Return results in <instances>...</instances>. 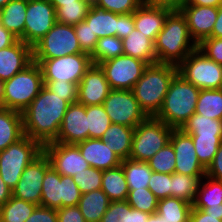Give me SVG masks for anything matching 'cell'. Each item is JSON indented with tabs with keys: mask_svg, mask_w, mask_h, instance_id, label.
<instances>
[{
	"mask_svg": "<svg viewBox=\"0 0 222 222\" xmlns=\"http://www.w3.org/2000/svg\"><path fill=\"white\" fill-rule=\"evenodd\" d=\"M69 103L44 85L22 112L23 131L42 146L53 142L58 134Z\"/></svg>",
	"mask_w": 222,
	"mask_h": 222,
	"instance_id": "1",
	"label": "cell"
},
{
	"mask_svg": "<svg viewBox=\"0 0 222 222\" xmlns=\"http://www.w3.org/2000/svg\"><path fill=\"white\" fill-rule=\"evenodd\" d=\"M134 129L125 125L112 123L101 137V140L106 145H109V149L121 160L129 159Z\"/></svg>",
	"mask_w": 222,
	"mask_h": 222,
	"instance_id": "24",
	"label": "cell"
},
{
	"mask_svg": "<svg viewBox=\"0 0 222 222\" xmlns=\"http://www.w3.org/2000/svg\"><path fill=\"white\" fill-rule=\"evenodd\" d=\"M191 208L192 204L170 196L159 200L156 213L166 222H189Z\"/></svg>",
	"mask_w": 222,
	"mask_h": 222,
	"instance_id": "33",
	"label": "cell"
},
{
	"mask_svg": "<svg viewBox=\"0 0 222 222\" xmlns=\"http://www.w3.org/2000/svg\"><path fill=\"white\" fill-rule=\"evenodd\" d=\"M84 21L98 38L117 36L118 14L92 5Z\"/></svg>",
	"mask_w": 222,
	"mask_h": 222,
	"instance_id": "27",
	"label": "cell"
},
{
	"mask_svg": "<svg viewBox=\"0 0 222 222\" xmlns=\"http://www.w3.org/2000/svg\"><path fill=\"white\" fill-rule=\"evenodd\" d=\"M111 89L132 90L148 66L145 61L121 55L98 64Z\"/></svg>",
	"mask_w": 222,
	"mask_h": 222,
	"instance_id": "12",
	"label": "cell"
},
{
	"mask_svg": "<svg viewBox=\"0 0 222 222\" xmlns=\"http://www.w3.org/2000/svg\"><path fill=\"white\" fill-rule=\"evenodd\" d=\"M219 204H222V182L205 175L201 180L196 199L192 206L203 210L207 207L219 206Z\"/></svg>",
	"mask_w": 222,
	"mask_h": 222,
	"instance_id": "35",
	"label": "cell"
},
{
	"mask_svg": "<svg viewBox=\"0 0 222 222\" xmlns=\"http://www.w3.org/2000/svg\"><path fill=\"white\" fill-rule=\"evenodd\" d=\"M89 139L86 106L75 102L69 104L59 134L53 142L78 144Z\"/></svg>",
	"mask_w": 222,
	"mask_h": 222,
	"instance_id": "17",
	"label": "cell"
},
{
	"mask_svg": "<svg viewBox=\"0 0 222 222\" xmlns=\"http://www.w3.org/2000/svg\"><path fill=\"white\" fill-rule=\"evenodd\" d=\"M206 176L222 182V144L214 155L213 161L206 169Z\"/></svg>",
	"mask_w": 222,
	"mask_h": 222,
	"instance_id": "55",
	"label": "cell"
},
{
	"mask_svg": "<svg viewBox=\"0 0 222 222\" xmlns=\"http://www.w3.org/2000/svg\"><path fill=\"white\" fill-rule=\"evenodd\" d=\"M178 73L172 64H149L133 86L132 92L147 116L155 117L162 108L169 85Z\"/></svg>",
	"mask_w": 222,
	"mask_h": 222,
	"instance_id": "3",
	"label": "cell"
},
{
	"mask_svg": "<svg viewBox=\"0 0 222 222\" xmlns=\"http://www.w3.org/2000/svg\"><path fill=\"white\" fill-rule=\"evenodd\" d=\"M33 62V47L17 40L0 50V80L11 79Z\"/></svg>",
	"mask_w": 222,
	"mask_h": 222,
	"instance_id": "20",
	"label": "cell"
},
{
	"mask_svg": "<svg viewBox=\"0 0 222 222\" xmlns=\"http://www.w3.org/2000/svg\"><path fill=\"white\" fill-rule=\"evenodd\" d=\"M56 22L55 7L49 0H27L24 43L33 47Z\"/></svg>",
	"mask_w": 222,
	"mask_h": 222,
	"instance_id": "13",
	"label": "cell"
},
{
	"mask_svg": "<svg viewBox=\"0 0 222 222\" xmlns=\"http://www.w3.org/2000/svg\"><path fill=\"white\" fill-rule=\"evenodd\" d=\"M195 113L211 119L222 120V88L200 89Z\"/></svg>",
	"mask_w": 222,
	"mask_h": 222,
	"instance_id": "36",
	"label": "cell"
},
{
	"mask_svg": "<svg viewBox=\"0 0 222 222\" xmlns=\"http://www.w3.org/2000/svg\"><path fill=\"white\" fill-rule=\"evenodd\" d=\"M149 167L158 173L172 174L175 172L176 155L169 142L147 161Z\"/></svg>",
	"mask_w": 222,
	"mask_h": 222,
	"instance_id": "43",
	"label": "cell"
},
{
	"mask_svg": "<svg viewBox=\"0 0 222 222\" xmlns=\"http://www.w3.org/2000/svg\"><path fill=\"white\" fill-rule=\"evenodd\" d=\"M51 166L49 158L42 152L21 174V179L12 189L15 198L41 206L42 182L46 170Z\"/></svg>",
	"mask_w": 222,
	"mask_h": 222,
	"instance_id": "14",
	"label": "cell"
},
{
	"mask_svg": "<svg viewBox=\"0 0 222 222\" xmlns=\"http://www.w3.org/2000/svg\"><path fill=\"white\" fill-rule=\"evenodd\" d=\"M180 11L185 16L190 36L197 45L211 36L218 7L184 5Z\"/></svg>",
	"mask_w": 222,
	"mask_h": 222,
	"instance_id": "19",
	"label": "cell"
},
{
	"mask_svg": "<svg viewBox=\"0 0 222 222\" xmlns=\"http://www.w3.org/2000/svg\"><path fill=\"white\" fill-rule=\"evenodd\" d=\"M43 152L49 158L51 167L63 176L73 177L90 167L76 144L50 142L43 145Z\"/></svg>",
	"mask_w": 222,
	"mask_h": 222,
	"instance_id": "15",
	"label": "cell"
},
{
	"mask_svg": "<svg viewBox=\"0 0 222 222\" xmlns=\"http://www.w3.org/2000/svg\"><path fill=\"white\" fill-rule=\"evenodd\" d=\"M42 71L43 81L72 82L79 84L86 71L92 66L87 53L67 55L54 59H33Z\"/></svg>",
	"mask_w": 222,
	"mask_h": 222,
	"instance_id": "10",
	"label": "cell"
},
{
	"mask_svg": "<svg viewBox=\"0 0 222 222\" xmlns=\"http://www.w3.org/2000/svg\"><path fill=\"white\" fill-rule=\"evenodd\" d=\"M178 74L199 89L222 88V65L209 59L198 48L178 66Z\"/></svg>",
	"mask_w": 222,
	"mask_h": 222,
	"instance_id": "8",
	"label": "cell"
},
{
	"mask_svg": "<svg viewBox=\"0 0 222 222\" xmlns=\"http://www.w3.org/2000/svg\"><path fill=\"white\" fill-rule=\"evenodd\" d=\"M62 183V207L78 206L81 192L71 176L60 175Z\"/></svg>",
	"mask_w": 222,
	"mask_h": 222,
	"instance_id": "49",
	"label": "cell"
},
{
	"mask_svg": "<svg viewBox=\"0 0 222 222\" xmlns=\"http://www.w3.org/2000/svg\"><path fill=\"white\" fill-rule=\"evenodd\" d=\"M142 3V0H96L93 5L116 14H129L133 13Z\"/></svg>",
	"mask_w": 222,
	"mask_h": 222,
	"instance_id": "45",
	"label": "cell"
},
{
	"mask_svg": "<svg viewBox=\"0 0 222 222\" xmlns=\"http://www.w3.org/2000/svg\"><path fill=\"white\" fill-rule=\"evenodd\" d=\"M92 5L89 0H76V3L62 4L55 10L56 21L67 25H77L84 21Z\"/></svg>",
	"mask_w": 222,
	"mask_h": 222,
	"instance_id": "38",
	"label": "cell"
},
{
	"mask_svg": "<svg viewBox=\"0 0 222 222\" xmlns=\"http://www.w3.org/2000/svg\"><path fill=\"white\" fill-rule=\"evenodd\" d=\"M44 86L50 91L63 97L69 104L77 102L78 84L72 82L43 81Z\"/></svg>",
	"mask_w": 222,
	"mask_h": 222,
	"instance_id": "46",
	"label": "cell"
},
{
	"mask_svg": "<svg viewBox=\"0 0 222 222\" xmlns=\"http://www.w3.org/2000/svg\"><path fill=\"white\" fill-rule=\"evenodd\" d=\"M12 197V189L6 185L0 176V207Z\"/></svg>",
	"mask_w": 222,
	"mask_h": 222,
	"instance_id": "60",
	"label": "cell"
},
{
	"mask_svg": "<svg viewBox=\"0 0 222 222\" xmlns=\"http://www.w3.org/2000/svg\"><path fill=\"white\" fill-rule=\"evenodd\" d=\"M74 30L82 51L91 55L96 48L99 39L98 36L92 33V30L85 21L74 25Z\"/></svg>",
	"mask_w": 222,
	"mask_h": 222,
	"instance_id": "48",
	"label": "cell"
},
{
	"mask_svg": "<svg viewBox=\"0 0 222 222\" xmlns=\"http://www.w3.org/2000/svg\"><path fill=\"white\" fill-rule=\"evenodd\" d=\"M189 222H222V220H220V216L209 215L203 210L192 206L189 215Z\"/></svg>",
	"mask_w": 222,
	"mask_h": 222,
	"instance_id": "57",
	"label": "cell"
},
{
	"mask_svg": "<svg viewBox=\"0 0 222 222\" xmlns=\"http://www.w3.org/2000/svg\"><path fill=\"white\" fill-rule=\"evenodd\" d=\"M210 37L222 38V4L218 7V15Z\"/></svg>",
	"mask_w": 222,
	"mask_h": 222,
	"instance_id": "61",
	"label": "cell"
},
{
	"mask_svg": "<svg viewBox=\"0 0 222 222\" xmlns=\"http://www.w3.org/2000/svg\"><path fill=\"white\" fill-rule=\"evenodd\" d=\"M149 213L132 208L127 201H124L123 222H147Z\"/></svg>",
	"mask_w": 222,
	"mask_h": 222,
	"instance_id": "56",
	"label": "cell"
},
{
	"mask_svg": "<svg viewBox=\"0 0 222 222\" xmlns=\"http://www.w3.org/2000/svg\"><path fill=\"white\" fill-rule=\"evenodd\" d=\"M148 189L160 200L171 196V174L152 172Z\"/></svg>",
	"mask_w": 222,
	"mask_h": 222,
	"instance_id": "47",
	"label": "cell"
},
{
	"mask_svg": "<svg viewBox=\"0 0 222 222\" xmlns=\"http://www.w3.org/2000/svg\"><path fill=\"white\" fill-rule=\"evenodd\" d=\"M49 2L55 7V10L62 6V4L76 3V0H49Z\"/></svg>",
	"mask_w": 222,
	"mask_h": 222,
	"instance_id": "64",
	"label": "cell"
},
{
	"mask_svg": "<svg viewBox=\"0 0 222 222\" xmlns=\"http://www.w3.org/2000/svg\"><path fill=\"white\" fill-rule=\"evenodd\" d=\"M101 189L106 193L110 201L127 200L129 188L125 179L122 166L103 170Z\"/></svg>",
	"mask_w": 222,
	"mask_h": 222,
	"instance_id": "29",
	"label": "cell"
},
{
	"mask_svg": "<svg viewBox=\"0 0 222 222\" xmlns=\"http://www.w3.org/2000/svg\"><path fill=\"white\" fill-rule=\"evenodd\" d=\"M174 128L148 116L134 129L130 159L147 162L169 143Z\"/></svg>",
	"mask_w": 222,
	"mask_h": 222,
	"instance_id": "7",
	"label": "cell"
},
{
	"mask_svg": "<svg viewBox=\"0 0 222 222\" xmlns=\"http://www.w3.org/2000/svg\"><path fill=\"white\" fill-rule=\"evenodd\" d=\"M3 88H4V81L0 80V107H2V102H3Z\"/></svg>",
	"mask_w": 222,
	"mask_h": 222,
	"instance_id": "66",
	"label": "cell"
},
{
	"mask_svg": "<svg viewBox=\"0 0 222 222\" xmlns=\"http://www.w3.org/2000/svg\"><path fill=\"white\" fill-rule=\"evenodd\" d=\"M123 54L145 61L148 65L157 63L154 42L136 28L124 39Z\"/></svg>",
	"mask_w": 222,
	"mask_h": 222,
	"instance_id": "23",
	"label": "cell"
},
{
	"mask_svg": "<svg viewBox=\"0 0 222 222\" xmlns=\"http://www.w3.org/2000/svg\"><path fill=\"white\" fill-rule=\"evenodd\" d=\"M103 170L89 167L80 173H76L72 178L77 184L81 194H85L102 187Z\"/></svg>",
	"mask_w": 222,
	"mask_h": 222,
	"instance_id": "44",
	"label": "cell"
},
{
	"mask_svg": "<svg viewBox=\"0 0 222 222\" xmlns=\"http://www.w3.org/2000/svg\"><path fill=\"white\" fill-rule=\"evenodd\" d=\"M195 146L196 155L200 164L207 169L213 161L219 146L222 144V137H191Z\"/></svg>",
	"mask_w": 222,
	"mask_h": 222,
	"instance_id": "41",
	"label": "cell"
},
{
	"mask_svg": "<svg viewBox=\"0 0 222 222\" xmlns=\"http://www.w3.org/2000/svg\"><path fill=\"white\" fill-rule=\"evenodd\" d=\"M135 28L133 13L129 14H118V30L117 37L124 39L127 37Z\"/></svg>",
	"mask_w": 222,
	"mask_h": 222,
	"instance_id": "54",
	"label": "cell"
},
{
	"mask_svg": "<svg viewBox=\"0 0 222 222\" xmlns=\"http://www.w3.org/2000/svg\"><path fill=\"white\" fill-rule=\"evenodd\" d=\"M197 48L209 59L222 65V38H205L197 45Z\"/></svg>",
	"mask_w": 222,
	"mask_h": 222,
	"instance_id": "50",
	"label": "cell"
},
{
	"mask_svg": "<svg viewBox=\"0 0 222 222\" xmlns=\"http://www.w3.org/2000/svg\"><path fill=\"white\" fill-rule=\"evenodd\" d=\"M124 201H111L100 222H123Z\"/></svg>",
	"mask_w": 222,
	"mask_h": 222,
	"instance_id": "52",
	"label": "cell"
},
{
	"mask_svg": "<svg viewBox=\"0 0 222 222\" xmlns=\"http://www.w3.org/2000/svg\"><path fill=\"white\" fill-rule=\"evenodd\" d=\"M27 0H11L2 7L1 25L24 42Z\"/></svg>",
	"mask_w": 222,
	"mask_h": 222,
	"instance_id": "26",
	"label": "cell"
},
{
	"mask_svg": "<svg viewBox=\"0 0 222 222\" xmlns=\"http://www.w3.org/2000/svg\"><path fill=\"white\" fill-rule=\"evenodd\" d=\"M92 4L96 1V0H89Z\"/></svg>",
	"mask_w": 222,
	"mask_h": 222,
	"instance_id": "69",
	"label": "cell"
},
{
	"mask_svg": "<svg viewBox=\"0 0 222 222\" xmlns=\"http://www.w3.org/2000/svg\"><path fill=\"white\" fill-rule=\"evenodd\" d=\"M147 222H166L164 219H162L157 213L150 214Z\"/></svg>",
	"mask_w": 222,
	"mask_h": 222,
	"instance_id": "65",
	"label": "cell"
},
{
	"mask_svg": "<svg viewBox=\"0 0 222 222\" xmlns=\"http://www.w3.org/2000/svg\"><path fill=\"white\" fill-rule=\"evenodd\" d=\"M203 211L209 215L220 216V220H222V204L215 207L204 208Z\"/></svg>",
	"mask_w": 222,
	"mask_h": 222,
	"instance_id": "63",
	"label": "cell"
},
{
	"mask_svg": "<svg viewBox=\"0 0 222 222\" xmlns=\"http://www.w3.org/2000/svg\"><path fill=\"white\" fill-rule=\"evenodd\" d=\"M157 63L178 66L197 44L191 38L185 16L180 10L171 11L163 29L154 41Z\"/></svg>",
	"mask_w": 222,
	"mask_h": 222,
	"instance_id": "2",
	"label": "cell"
},
{
	"mask_svg": "<svg viewBox=\"0 0 222 222\" xmlns=\"http://www.w3.org/2000/svg\"><path fill=\"white\" fill-rule=\"evenodd\" d=\"M127 203L134 209L153 214L157 212L159 199L148 189H129Z\"/></svg>",
	"mask_w": 222,
	"mask_h": 222,
	"instance_id": "42",
	"label": "cell"
},
{
	"mask_svg": "<svg viewBox=\"0 0 222 222\" xmlns=\"http://www.w3.org/2000/svg\"><path fill=\"white\" fill-rule=\"evenodd\" d=\"M58 222H86L78 206L57 209Z\"/></svg>",
	"mask_w": 222,
	"mask_h": 222,
	"instance_id": "53",
	"label": "cell"
},
{
	"mask_svg": "<svg viewBox=\"0 0 222 222\" xmlns=\"http://www.w3.org/2000/svg\"><path fill=\"white\" fill-rule=\"evenodd\" d=\"M86 116L88 117L89 138L101 139L105 131L112 124L103 105L86 106Z\"/></svg>",
	"mask_w": 222,
	"mask_h": 222,
	"instance_id": "40",
	"label": "cell"
},
{
	"mask_svg": "<svg viewBox=\"0 0 222 222\" xmlns=\"http://www.w3.org/2000/svg\"><path fill=\"white\" fill-rule=\"evenodd\" d=\"M2 7H0V23H1Z\"/></svg>",
	"mask_w": 222,
	"mask_h": 222,
	"instance_id": "68",
	"label": "cell"
},
{
	"mask_svg": "<svg viewBox=\"0 0 222 222\" xmlns=\"http://www.w3.org/2000/svg\"><path fill=\"white\" fill-rule=\"evenodd\" d=\"M62 183L60 174L51 166L46 170L41 190V206L62 208Z\"/></svg>",
	"mask_w": 222,
	"mask_h": 222,
	"instance_id": "31",
	"label": "cell"
},
{
	"mask_svg": "<svg viewBox=\"0 0 222 222\" xmlns=\"http://www.w3.org/2000/svg\"><path fill=\"white\" fill-rule=\"evenodd\" d=\"M121 166L125 173V179L129 189L148 188V182L153 170L147 162L129 158L122 160Z\"/></svg>",
	"mask_w": 222,
	"mask_h": 222,
	"instance_id": "34",
	"label": "cell"
},
{
	"mask_svg": "<svg viewBox=\"0 0 222 222\" xmlns=\"http://www.w3.org/2000/svg\"><path fill=\"white\" fill-rule=\"evenodd\" d=\"M121 55H123L122 39L117 36H107L98 39L96 48L90 56L92 63L98 65Z\"/></svg>",
	"mask_w": 222,
	"mask_h": 222,
	"instance_id": "39",
	"label": "cell"
},
{
	"mask_svg": "<svg viewBox=\"0 0 222 222\" xmlns=\"http://www.w3.org/2000/svg\"><path fill=\"white\" fill-rule=\"evenodd\" d=\"M111 88L99 65L92 64L78 84L77 102L85 106L101 105Z\"/></svg>",
	"mask_w": 222,
	"mask_h": 222,
	"instance_id": "18",
	"label": "cell"
},
{
	"mask_svg": "<svg viewBox=\"0 0 222 222\" xmlns=\"http://www.w3.org/2000/svg\"><path fill=\"white\" fill-rule=\"evenodd\" d=\"M37 206L12 196L0 207V222H25Z\"/></svg>",
	"mask_w": 222,
	"mask_h": 222,
	"instance_id": "37",
	"label": "cell"
},
{
	"mask_svg": "<svg viewBox=\"0 0 222 222\" xmlns=\"http://www.w3.org/2000/svg\"><path fill=\"white\" fill-rule=\"evenodd\" d=\"M18 38L0 24V50L13 45Z\"/></svg>",
	"mask_w": 222,
	"mask_h": 222,
	"instance_id": "59",
	"label": "cell"
},
{
	"mask_svg": "<svg viewBox=\"0 0 222 222\" xmlns=\"http://www.w3.org/2000/svg\"><path fill=\"white\" fill-rule=\"evenodd\" d=\"M43 152V146L24 135L17 142L0 151V176L13 189L25 168Z\"/></svg>",
	"mask_w": 222,
	"mask_h": 222,
	"instance_id": "6",
	"label": "cell"
},
{
	"mask_svg": "<svg viewBox=\"0 0 222 222\" xmlns=\"http://www.w3.org/2000/svg\"><path fill=\"white\" fill-rule=\"evenodd\" d=\"M102 105L114 124L135 128L148 117L132 90L111 89Z\"/></svg>",
	"mask_w": 222,
	"mask_h": 222,
	"instance_id": "11",
	"label": "cell"
},
{
	"mask_svg": "<svg viewBox=\"0 0 222 222\" xmlns=\"http://www.w3.org/2000/svg\"><path fill=\"white\" fill-rule=\"evenodd\" d=\"M171 11L168 8L143 2L133 12L135 28L154 42L158 33L163 29L166 18Z\"/></svg>",
	"mask_w": 222,
	"mask_h": 222,
	"instance_id": "21",
	"label": "cell"
},
{
	"mask_svg": "<svg viewBox=\"0 0 222 222\" xmlns=\"http://www.w3.org/2000/svg\"><path fill=\"white\" fill-rule=\"evenodd\" d=\"M205 176H191L180 173L171 174V197L182 199L190 204L194 201L202 178Z\"/></svg>",
	"mask_w": 222,
	"mask_h": 222,
	"instance_id": "32",
	"label": "cell"
},
{
	"mask_svg": "<svg viewBox=\"0 0 222 222\" xmlns=\"http://www.w3.org/2000/svg\"><path fill=\"white\" fill-rule=\"evenodd\" d=\"M79 53L84 52L74 26L58 22L33 46V59H54Z\"/></svg>",
	"mask_w": 222,
	"mask_h": 222,
	"instance_id": "9",
	"label": "cell"
},
{
	"mask_svg": "<svg viewBox=\"0 0 222 222\" xmlns=\"http://www.w3.org/2000/svg\"><path fill=\"white\" fill-rule=\"evenodd\" d=\"M40 66L32 62L11 79L4 81L2 108L22 113L43 87Z\"/></svg>",
	"mask_w": 222,
	"mask_h": 222,
	"instance_id": "5",
	"label": "cell"
},
{
	"mask_svg": "<svg viewBox=\"0 0 222 222\" xmlns=\"http://www.w3.org/2000/svg\"><path fill=\"white\" fill-rule=\"evenodd\" d=\"M11 0H0V7H4Z\"/></svg>",
	"mask_w": 222,
	"mask_h": 222,
	"instance_id": "67",
	"label": "cell"
},
{
	"mask_svg": "<svg viewBox=\"0 0 222 222\" xmlns=\"http://www.w3.org/2000/svg\"><path fill=\"white\" fill-rule=\"evenodd\" d=\"M110 200L102 189L81 195L78 207L86 222H100L108 209Z\"/></svg>",
	"mask_w": 222,
	"mask_h": 222,
	"instance_id": "28",
	"label": "cell"
},
{
	"mask_svg": "<svg viewBox=\"0 0 222 222\" xmlns=\"http://www.w3.org/2000/svg\"><path fill=\"white\" fill-rule=\"evenodd\" d=\"M199 94V88L177 73L169 85L162 108L155 117L167 126L180 129L195 113Z\"/></svg>",
	"mask_w": 222,
	"mask_h": 222,
	"instance_id": "4",
	"label": "cell"
},
{
	"mask_svg": "<svg viewBox=\"0 0 222 222\" xmlns=\"http://www.w3.org/2000/svg\"><path fill=\"white\" fill-rule=\"evenodd\" d=\"M25 222H58L57 209L37 206Z\"/></svg>",
	"mask_w": 222,
	"mask_h": 222,
	"instance_id": "51",
	"label": "cell"
},
{
	"mask_svg": "<svg viewBox=\"0 0 222 222\" xmlns=\"http://www.w3.org/2000/svg\"><path fill=\"white\" fill-rule=\"evenodd\" d=\"M222 0H185V5L219 7Z\"/></svg>",
	"mask_w": 222,
	"mask_h": 222,
	"instance_id": "62",
	"label": "cell"
},
{
	"mask_svg": "<svg viewBox=\"0 0 222 222\" xmlns=\"http://www.w3.org/2000/svg\"><path fill=\"white\" fill-rule=\"evenodd\" d=\"M76 145L90 167L108 170L121 165L122 160L101 139L89 138Z\"/></svg>",
	"mask_w": 222,
	"mask_h": 222,
	"instance_id": "22",
	"label": "cell"
},
{
	"mask_svg": "<svg viewBox=\"0 0 222 222\" xmlns=\"http://www.w3.org/2000/svg\"><path fill=\"white\" fill-rule=\"evenodd\" d=\"M149 3L154 6L168 8L174 11L180 10L185 5V0H150Z\"/></svg>",
	"mask_w": 222,
	"mask_h": 222,
	"instance_id": "58",
	"label": "cell"
},
{
	"mask_svg": "<svg viewBox=\"0 0 222 222\" xmlns=\"http://www.w3.org/2000/svg\"><path fill=\"white\" fill-rule=\"evenodd\" d=\"M180 129L191 137H222V120L194 113Z\"/></svg>",
	"mask_w": 222,
	"mask_h": 222,
	"instance_id": "30",
	"label": "cell"
},
{
	"mask_svg": "<svg viewBox=\"0 0 222 222\" xmlns=\"http://www.w3.org/2000/svg\"><path fill=\"white\" fill-rule=\"evenodd\" d=\"M175 155V173L205 176L206 169L200 164L193 140L190 135L185 134L181 129H173L170 140Z\"/></svg>",
	"mask_w": 222,
	"mask_h": 222,
	"instance_id": "16",
	"label": "cell"
},
{
	"mask_svg": "<svg viewBox=\"0 0 222 222\" xmlns=\"http://www.w3.org/2000/svg\"><path fill=\"white\" fill-rule=\"evenodd\" d=\"M24 136L22 113L0 107V151Z\"/></svg>",
	"mask_w": 222,
	"mask_h": 222,
	"instance_id": "25",
	"label": "cell"
}]
</instances>
